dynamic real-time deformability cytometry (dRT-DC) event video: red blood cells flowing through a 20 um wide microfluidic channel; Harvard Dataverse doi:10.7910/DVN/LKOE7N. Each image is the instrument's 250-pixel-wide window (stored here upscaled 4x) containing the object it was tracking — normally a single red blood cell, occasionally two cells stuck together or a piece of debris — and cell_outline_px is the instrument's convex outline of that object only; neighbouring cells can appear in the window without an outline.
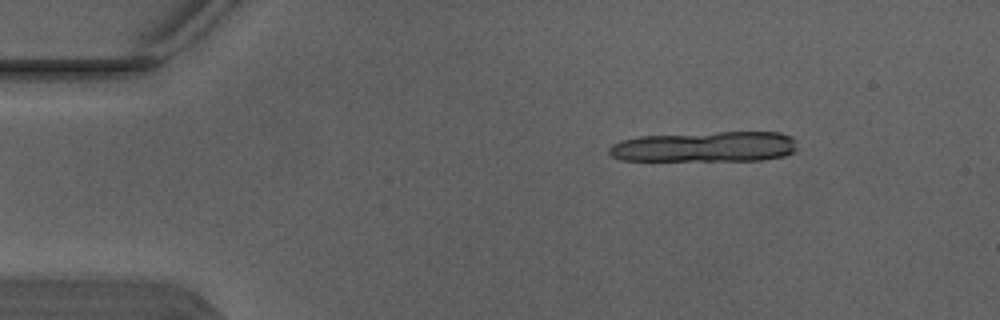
{"species": "Egyptian fruit bat (a non-hibernating species)", "species_latin": "Rousettus aegyptiacus", "temperature_condition": "warm", "stored_images_in_passage": 4, "camera_frame_rate_fps": 3000, "um_per_image_px": 0.085, "animal": {"sex": "male"}, "frame": {"image": 1, "passage_image": 1, "time_ms": 0.0, "image_size_px": [1000, 320], "cell_outline_px": [[796, 148], [792, 152], [784, 156], [760, 160], [620, 160], [612, 156], [608, 152], [608, 148], [612, 144], [620, 140], [640, 136], [716, 132], [780, 132], [792, 136], [796, 140]], "centroid_in_image_um": [59.93, 12.46], "position_along_channel_um": 25.1, "area_um2": 33.47}}